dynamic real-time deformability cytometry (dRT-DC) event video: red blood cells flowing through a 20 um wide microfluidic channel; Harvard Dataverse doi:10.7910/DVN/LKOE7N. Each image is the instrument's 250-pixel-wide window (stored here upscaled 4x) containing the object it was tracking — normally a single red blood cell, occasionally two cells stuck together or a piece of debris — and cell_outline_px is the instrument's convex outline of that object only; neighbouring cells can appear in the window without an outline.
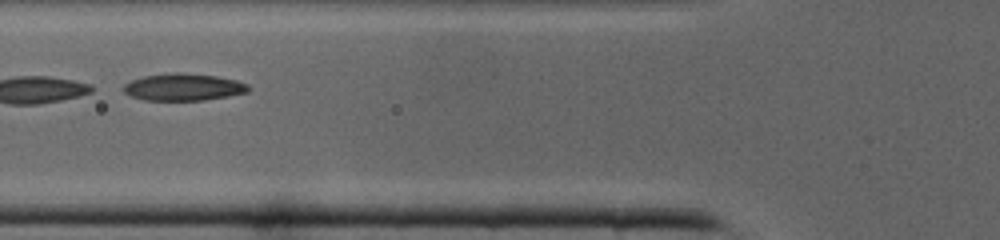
{"species": "common noctule bat (a hibernating species)", "species_latin": "Nyctalus noctula", "temperature_condition": "cold", "stored_images_in_passage": 36, "camera_frame_rate_fps": 3000, "um_per_image_px": 0.085, "animal": {"sex": "male", "body_mass_g": 19.0, "forearm_length_mm": 50.8}, "frame": {"image": 1, "passage_image": 11, "time_ms": 3.333, "image_size_px": [1000, 240], "cell_outline_px": [[248, 92], [228, 96], [204, 100], [144, 100], [132, 96], [124, 92], [124, 84], [132, 80], [144, 76], [172, 72], [216, 76], [236, 80], [248, 84]], "centroid_in_image_um": [15.59, 7.4], "position_along_channel_um": 110.2, "area_um2": 19.48}}